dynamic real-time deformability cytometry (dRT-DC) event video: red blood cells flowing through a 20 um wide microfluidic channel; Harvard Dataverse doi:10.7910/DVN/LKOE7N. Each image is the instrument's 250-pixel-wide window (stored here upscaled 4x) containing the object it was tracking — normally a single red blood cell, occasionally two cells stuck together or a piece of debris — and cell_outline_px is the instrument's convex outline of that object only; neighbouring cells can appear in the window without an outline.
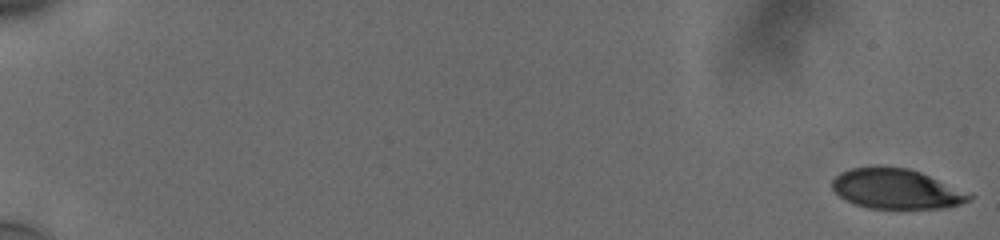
{"species": "human", "species_latin": "Homo sapiens", "temperature_condition": "cold", "stored_images_in_passage": 53, "camera_frame_rate_fps": 3000, "um_per_image_px": 0.085, "donor": {"sex": "male"}, "frame": {"image": 1, "passage_image": 1, "time_ms": 0.0, "image_size_px": [1000, 240], "cell_outline_px": [[976, 196], [960, 204], [944, 208], [868, 208], [856, 204], [840, 196], [832, 188], [832, 180], [840, 172], [852, 168], [872, 164], [880, 164], [908, 168], [920, 172]], "centroid_in_image_um": [76.15, 16.02], "position_along_channel_um": 8.9, "area_um2": 32.08}}
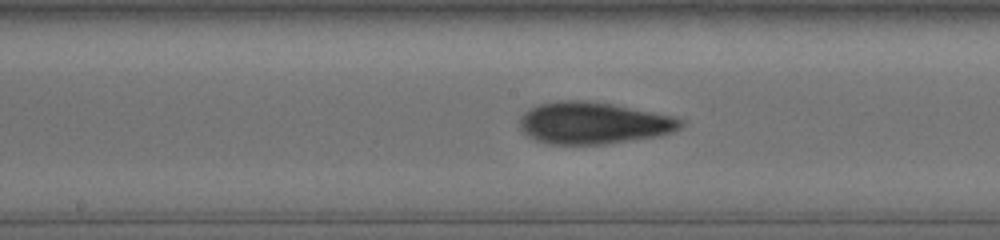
{"frame": {"image": 2, "passage_image": 33, "time_ms": 10.667, "image_size_px": [1000, 240], "cell_outline_px": [[684, 124], [680, 128], [672, 132], [660, 136], [604, 144], [548, 144], [536, 140], [528, 136], [520, 128], [520, 116], [524, 112], [536, 104], [556, 100], [588, 100], [616, 104], [676, 116], [684, 120]], "centroid_in_image_um": [50.46, 10.44], "position_along_channel_um": 197.7, "area_um2": 39.94}}
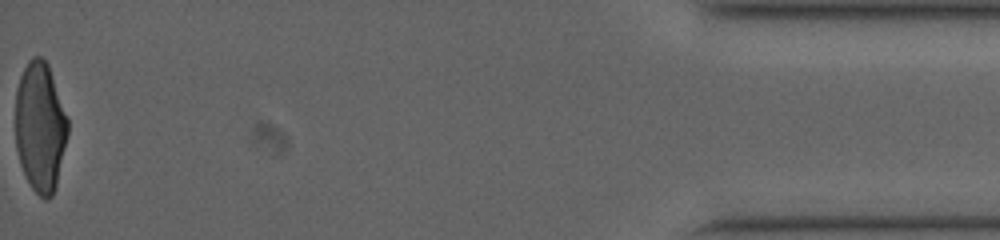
{"frame": {"image": 3, "passage_image": 53, "time_ms": 17.333, "image_size_px": [1000, 240], "cell_outline_px": [[68, 132], [56, 188], [52, 196], [48, 200], [44, 200], [32, 188], [20, 164], [16, 148], [16, 88], [20, 76], [28, 60], [32, 56], [40, 56], [48, 64], [68, 120]], "centroid_in_image_um": [3.41, 10.8], "position_along_channel_um": 431.8, "area_um2": 39.54}, "authors_computed_cell_mechanics": {"area_um2": 37.5122, "velocity_mm_per_s": 3.7594, "shape_relaxation_time_tau1_ms": 9.4382, "shape_relaxation_time_tau2_ms": 2.0083, "deformation_change_tau1": 0.2533, "deformation_change_tau2": 0.0887}}